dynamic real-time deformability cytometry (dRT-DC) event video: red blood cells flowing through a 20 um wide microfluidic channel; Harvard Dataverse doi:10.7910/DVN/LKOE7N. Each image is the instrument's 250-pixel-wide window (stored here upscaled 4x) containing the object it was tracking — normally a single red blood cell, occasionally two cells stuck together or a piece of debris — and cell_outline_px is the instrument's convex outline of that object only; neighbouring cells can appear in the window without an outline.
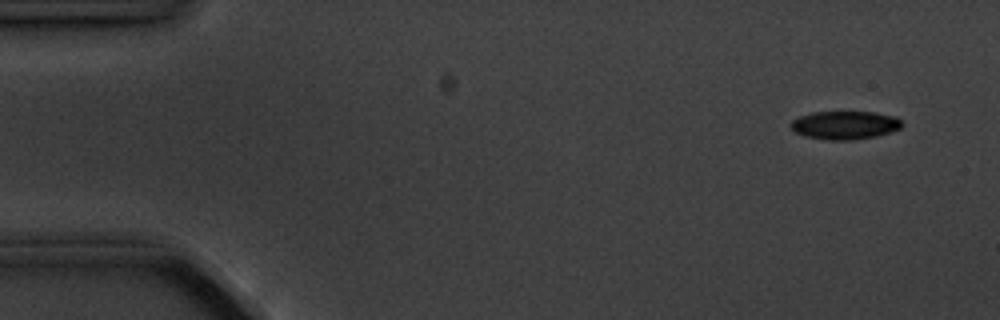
{"species": "common noctule bat (a hibernating species)", "species_latin": "Nyctalus noctula", "temperature_condition": "cold", "stored_images_in_passage": 6, "camera_frame_rate_fps": 3000, "um_per_image_px": 0.085, "animal": {"sex": "male", "body_mass_g": 20.1, "forearm_length_mm": 53.5}, "frame": {"image": 1, "passage_image": 1, "time_ms": 0.0, "image_size_px": [1000, 320], "cell_outline_px": [[904, 124], [900, 128], [876, 136], [852, 140], [828, 140], [804, 136], [796, 132], [788, 124], [792, 120], [800, 116], [812, 112], [876, 112], [896, 116]], "centroid_in_image_um": [71.81, 10.63], "position_along_channel_um": 13.2, "area_um2": 18.38}}